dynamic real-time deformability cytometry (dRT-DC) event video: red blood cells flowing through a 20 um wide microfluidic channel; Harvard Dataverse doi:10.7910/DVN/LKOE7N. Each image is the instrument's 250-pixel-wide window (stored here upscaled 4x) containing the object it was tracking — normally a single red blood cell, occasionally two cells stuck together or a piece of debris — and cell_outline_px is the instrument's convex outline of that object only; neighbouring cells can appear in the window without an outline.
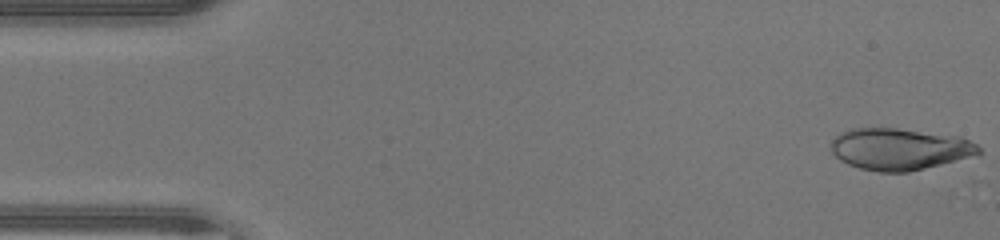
{"species": "human", "species_latin": "Homo sapiens", "temperature_condition": "warm", "stored_images_in_passage": 14, "camera_frame_rate_fps": 3000, "um_per_image_px": 0.085, "donor": {"sex": "male"}, "frame": {"image": 1, "passage_image": 1, "time_ms": 0.0, "image_size_px": [1000, 240], "cell_outline_px": [[980, 156], [908, 172], [880, 172], [860, 168], [848, 164], [840, 160], [832, 152], [832, 140], [840, 132], [848, 128], [896, 128], [960, 136], [976, 144], [980, 148]], "centroid_in_image_um": [76.51, 12.67], "position_along_channel_um": 8.5, "area_um2": 36.24}}
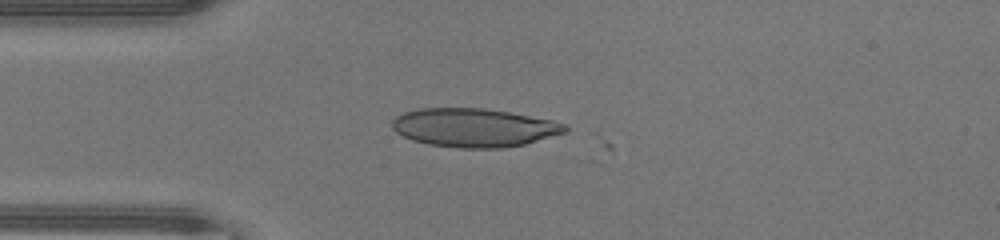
{"frame": {"image": 2, "passage_image": 12, "time_ms": 3.667, "image_size_px": [1000, 240], "cell_outline_px": [[568, 132], [524, 144], [504, 148], [460, 148], [428, 144], [412, 140], [396, 132], [392, 128], [392, 120], [396, 116], [404, 112], [420, 108], [484, 108], [508, 112], [552, 120], [568, 124]], "centroid_in_image_um": [40.31, 10.85], "position_along_channel_um": 44.7, "area_um2": 38.96}}